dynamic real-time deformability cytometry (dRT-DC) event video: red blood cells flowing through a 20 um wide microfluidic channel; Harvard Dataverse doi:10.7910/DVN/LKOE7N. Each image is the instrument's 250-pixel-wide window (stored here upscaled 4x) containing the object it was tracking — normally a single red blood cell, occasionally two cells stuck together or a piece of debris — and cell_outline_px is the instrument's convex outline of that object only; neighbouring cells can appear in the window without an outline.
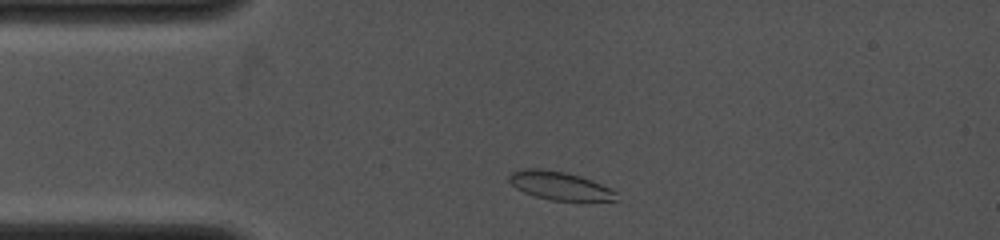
{"species": "common noctule bat (a hibernating species)", "species_latin": "Nyctalus noctula", "temperature_condition": "cold", "stored_images_in_passage": 9, "camera_frame_rate_fps": 4000, "um_per_image_px": 0.085, "animal": {"sex": "female", "body_mass_g": 19.0, "forearm_length_mm": 53.3}, "frame": {"image": 1, "passage_image": 1, "time_ms": 0.0, "image_size_px": [1000, 240], "cell_outline_px": [[620, 200], [552, 200], [536, 196], [524, 192], [516, 188], [508, 180], [508, 176], [512, 172], [524, 168], [540, 168], [564, 172], [580, 176], [600, 184], [616, 192]], "centroid_in_image_um": [47.54, 15.77], "position_along_channel_um": 37.5, "area_um2": 17.4}}
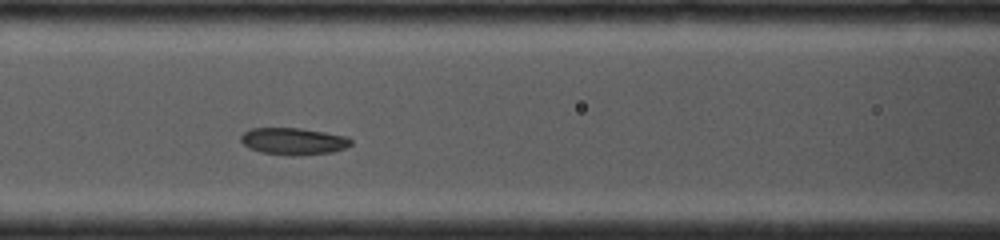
{"frame": {"image": 2, "passage_image": 5, "time_ms": 3.0, "image_size_px": [1000, 240], "cell_outline_px": [[352, 144], [344, 148], [332, 152], [292, 156], [260, 152], [248, 148], [240, 140], [240, 136], [244, 132], [252, 128], [300, 128], [348, 136], [352, 140]], "centroid_in_image_um": [24.94, 12.0], "position_along_channel_um": 141.7, "area_um2": 17.34}}
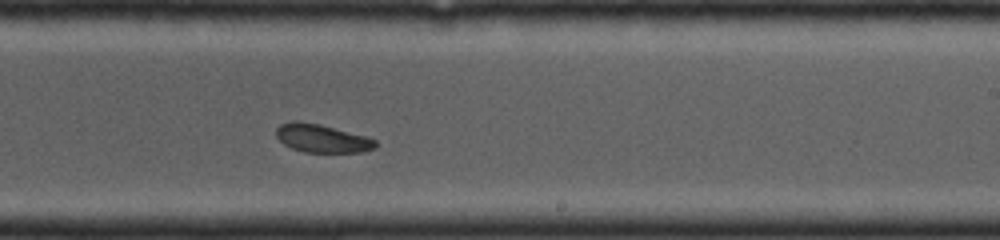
{"frame": {"image": 3, "passage_image": 9, "time_ms": 5.75, "image_size_px": [1000, 240], "cell_outline_px": [[376, 148], [360, 152], [304, 152], [292, 148], [284, 144], [276, 136], [276, 128], [280, 124], [292, 120], [296, 120], [320, 124], [368, 136], [376, 140]], "centroid_in_image_um": [27.37, 11.75], "position_along_channel_um": 261.6, "area_um2": 16.47}}